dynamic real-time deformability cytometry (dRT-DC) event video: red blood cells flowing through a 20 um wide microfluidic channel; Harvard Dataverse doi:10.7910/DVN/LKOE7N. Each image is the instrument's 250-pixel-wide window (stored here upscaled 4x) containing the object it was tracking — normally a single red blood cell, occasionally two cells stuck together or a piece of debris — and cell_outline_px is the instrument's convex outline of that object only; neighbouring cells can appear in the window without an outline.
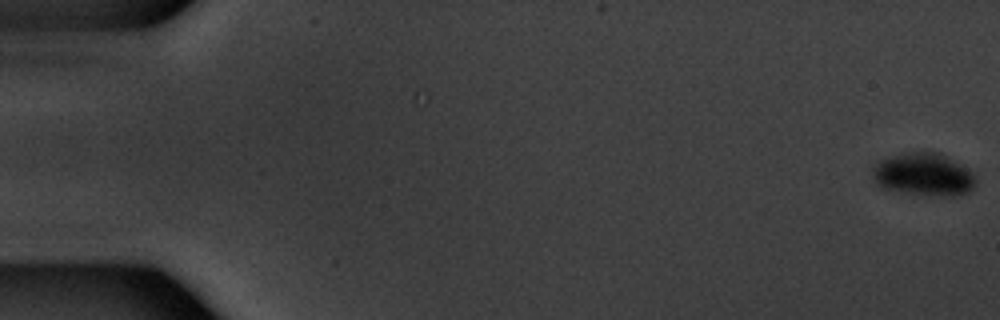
{"species": "common noctule bat (a hibernating species)", "species_latin": "Nyctalus noctula", "temperature_condition": "warm", "stored_images_in_passage": 2, "camera_frame_rate_fps": 3000, "um_per_image_px": 0.085, "animal": {"sex": "male", "body_mass_g": 20.1, "forearm_length_mm": 53.5}, "frame": {"image": 1, "passage_image": 2, "time_ms": 0.333, "image_size_px": [1000, 320], "cell_outline_px": [[976, 184], [968, 192], [952, 196], [908, 192], [884, 188], [876, 184], [876, 164], [880, 160], [900, 152], [940, 152], [972, 172], [976, 176]], "centroid_in_image_um": [78.56, 14.8], "position_along_channel_um": 6.4, "area_um2": 25.03}}